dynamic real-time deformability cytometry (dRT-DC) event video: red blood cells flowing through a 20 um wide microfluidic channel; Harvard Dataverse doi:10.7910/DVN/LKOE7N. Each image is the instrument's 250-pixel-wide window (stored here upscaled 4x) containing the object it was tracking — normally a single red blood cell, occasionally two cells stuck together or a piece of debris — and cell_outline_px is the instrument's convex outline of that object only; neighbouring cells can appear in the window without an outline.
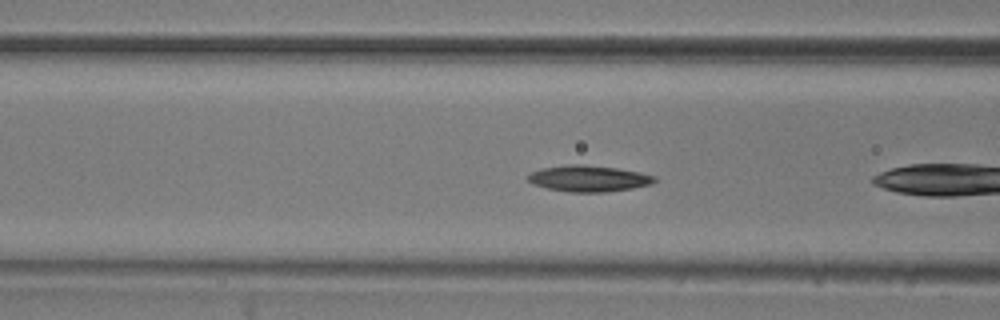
{"species": "common noctule bat (a hibernating species)", "species_latin": "Nyctalus noctula", "temperature_condition": "room temperature", "stored_images_in_passage": 6, "camera_frame_rate_fps": 3000, "um_per_image_px": 0.085, "animal": {"sex": "male", "body_mass_g": 20.5, "forearm_length_mm": 52.5}, "frame": {"image": 1, "passage_image": 5, "time_ms": 1.333, "image_size_px": [1000, 320], "cell_outline_px": [[656, 180], [652, 184], [632, 188], [604, 192], [568, 192], [548, 188], [532, 184], [528, 180], [528, 176], [532, 172], [540, 168], [564, 164], [584, 164], [616, 168], [640, 172], [656, 176]], "centroid_in_image_um": [50.03, 15.16], "position_along_channel_um": 116.6, "area_um2": 19.42}}